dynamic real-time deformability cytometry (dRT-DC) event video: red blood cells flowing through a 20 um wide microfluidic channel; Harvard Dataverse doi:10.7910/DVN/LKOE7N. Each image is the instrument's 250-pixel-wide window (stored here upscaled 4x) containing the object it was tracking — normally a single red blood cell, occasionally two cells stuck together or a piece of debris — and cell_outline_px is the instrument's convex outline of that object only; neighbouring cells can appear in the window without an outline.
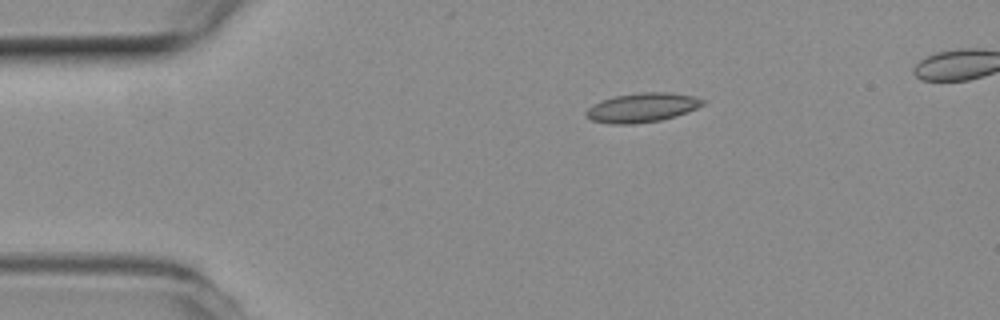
{"species": "common noctule bat (a hibernating species)", "species_latin": "Nyctalus noctula", "temperature_condition": "room temperature", "stored_images_in_passage": 43, "camera_frame_rate_fps": 3000, "um_per_image_px": 0.085, "animal": {"sex": "female", "body_mass_g": 19.3, "forearm_length_mm": 54.1}, "frame": {"image": 1, "passage_image": 1, "time_ms": 0.0, "image_size_px": [1000, 320], "cell_outline_px": [[704, 104], [696, 108], [676, 116], [660, 120], [636, 124], [608, 124], [592, 120], [584, 116], [584, 112], [588, 108], [604, 100], [616, 96], [644, 92], [668, 92], [692, 96], [704, 100]], "centroid_in_image_um": [54.56, 9.16], "position_along_channel_um": 30.4, "area_um2": 19.65}}
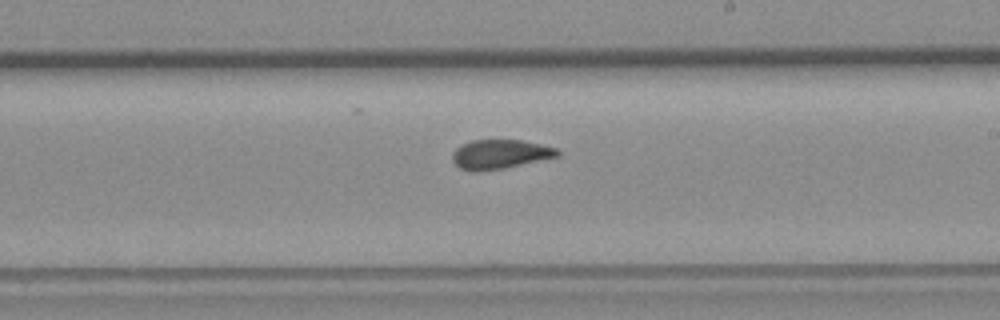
{"frame": {"image": 2, "passage_image": 22, "time_ms": 7.0, "image_size_px": [1000, 320], "cell_outline_px": [[560, 156], [504, 168], [476, 172], [472, 172], [460, 168], [452, 160], [452, 152], [456, 148], [472, 140], [520, 140], [540, 144], [556, 148], [560, 152]], "centroid_in_image_um": [42.49, 13.12], "position_along_channel_um": 246.5, "area_um2": 17.86}}
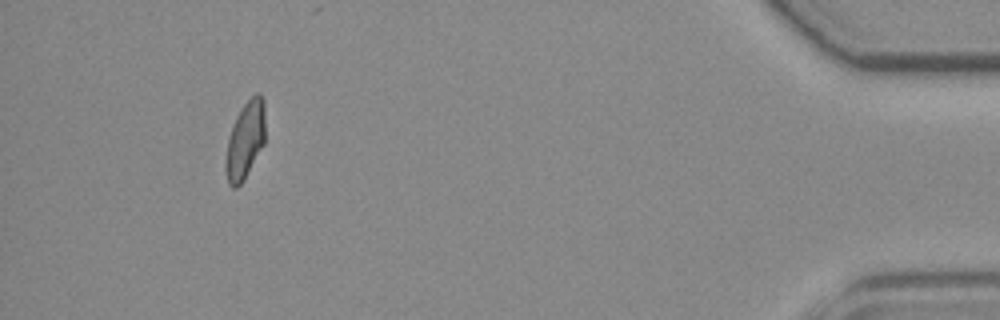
{"frame": {"image": 3, "passage_image": 41, "time_ms": 13.333, "image_size_px": [1000, 320], "cell_outline_px": [[264, 144], [244, 180], [236, 188], [232, 188], [228, 184], [224, 168], [224, 160], [228, 140], [236, 116], [240, 108], [256, 92], [260, 92], [264, 100]], "centroid_in_image_um": [20.83, 11.94], "position_along_channel_um": 414.4, "area_um2": 17.98}, "authors_computed_cell_mechanics": {"area_um2": 18.207, "velocity_mm_per_s": 3.7948, "shape_relaxation_time_tau1_ms": 8.5093, "shape_relaxation_time_tau2_ms": 1.3049, "deformation_change_tau1": 0.2044, "deformation_change_tau2": 0.0739}}